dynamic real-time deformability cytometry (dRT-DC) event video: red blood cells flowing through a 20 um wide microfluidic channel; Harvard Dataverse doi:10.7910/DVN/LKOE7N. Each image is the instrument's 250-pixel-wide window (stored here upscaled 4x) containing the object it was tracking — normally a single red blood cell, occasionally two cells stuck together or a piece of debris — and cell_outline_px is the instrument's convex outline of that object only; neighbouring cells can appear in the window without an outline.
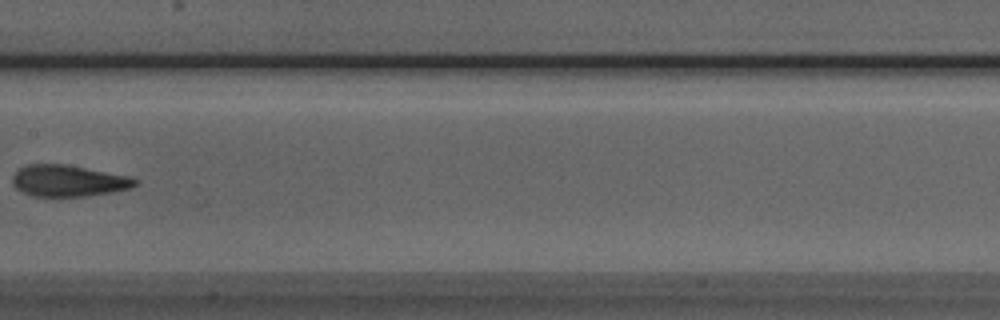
{"species": "Egyptian fruit bat (a non-hibernating species)", "species_latin": "Rousettus aegyptiacus", "temperature_condition": "room temperature", "stored_images_in_passage": 8, "camera_frame_rate_fps": 3000, "um_per_image_px": 0.085, "animal": {"sex": "male"}, "frame": {"image": 1, "passage_image": 7, "time_ms": 7.667, "image_size_px": [1000, 320], "cell_outline_px": [[140, 184], [132, 188], [112, 192], [84, 196], [32, 196], [16, 188], [12, 184], [12, 176], [24, 164], [68, 164], [128, 176], [140, 180]], "centroid_in_image_um": [5.84, 15.36], "position_along_channel_um": 201.6, "area_um2": 22.66}}
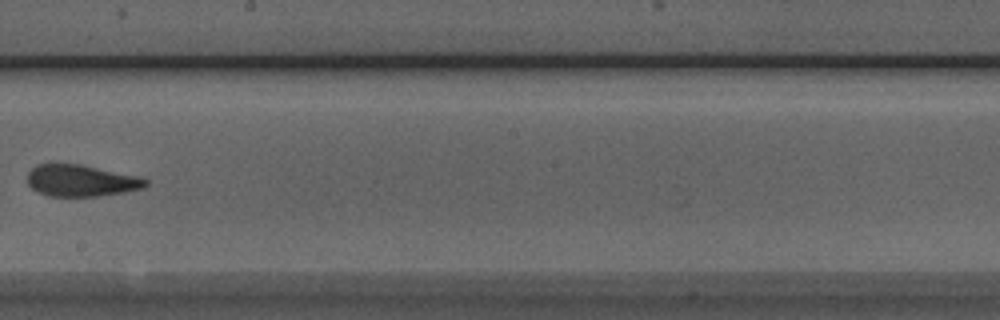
{"frame": {"image": 2, "passage_image": 8, "time_ms": 8.667, "image_size_px": [1000, 320], "cell_outline_px": [[148, 184], [144, 188], [124, 192], [100, 196], [48, 196], [32, 188], [28, 184], [28, 172], [36, 164], [48, 160], [52, 160], [80, 164], [140, 176], [148, 180]], "centroid_in_image_um": [6.86, 15.3], "position_along_channel_um": 241.3, "area_um2": 22.54}}